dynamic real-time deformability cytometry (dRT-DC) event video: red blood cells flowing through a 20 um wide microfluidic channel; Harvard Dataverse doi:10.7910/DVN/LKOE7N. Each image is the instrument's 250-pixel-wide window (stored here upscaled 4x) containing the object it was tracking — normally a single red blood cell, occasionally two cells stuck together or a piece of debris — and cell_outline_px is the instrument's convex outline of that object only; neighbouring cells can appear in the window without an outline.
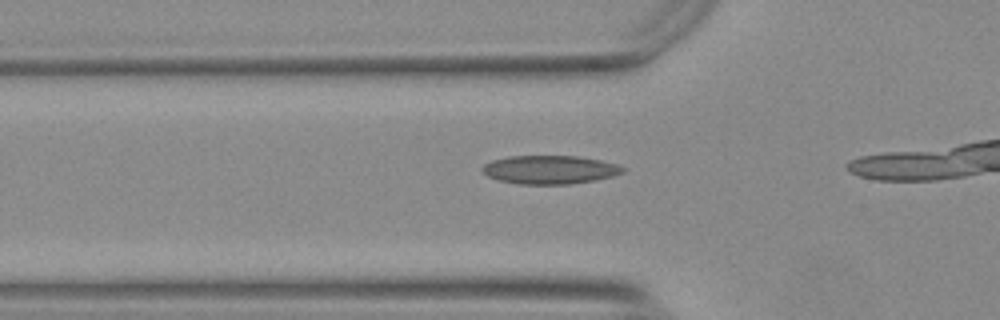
{"species": "Egyptian fruit bat (a non-hibernating species)", "species_latin": "Rousettus aegyptiacus", "temperature_condition": "warm", "stored_images_in_passage": 9, "camera_frame_rate_fps": 3000, "um_per_image_px": 0.085, "animal": {"sex": "female"}, "frame": {"image": 1, "passage_image": 4, "time_ms": 1.0, "image_size_px": [1000, 320], "cell_outline_px": [[628, 168], [624, 172], [612, 176], [596, 180], [568, 184], [520, 184], [496, 180], [488, 176], [480, 168], [484, 164], [492, 160], [508, 156], [576, 156], [600, 160], [616, 164]], "centroid_in_image_um": [46.73, 14.42], "position_along_channel_um": 79.1, "area_um2": 23.41}}
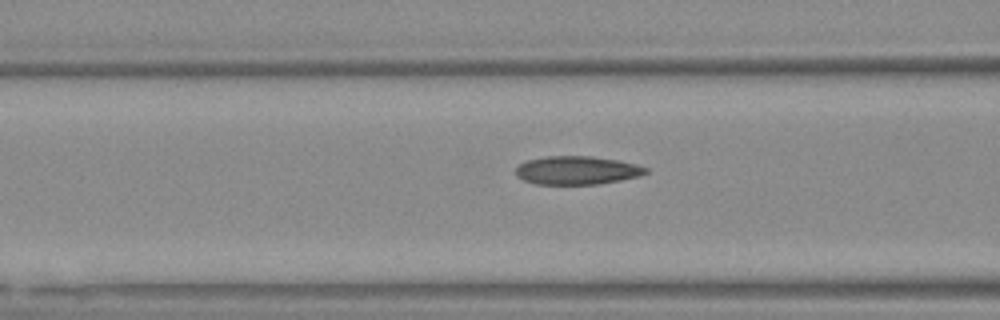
{"frame": {"image": 2, "passage_image": 7, "time_ms": 2.0, "image_size_px": [1000, 320], "cell_outline_px": [[648, 172], [640, 176], [620, 180], [596, 184], [536, 184], [524, 180], [516, 176], [516, 168], [520, 164], [528, 160], [548, 156], [592, 156], [616, 160], [636, 164], [648, 168]], "centroid_in_image_um": [49.05, 14.48], "position_along_channel_um": 117.6, "area_um2": 21.39}}